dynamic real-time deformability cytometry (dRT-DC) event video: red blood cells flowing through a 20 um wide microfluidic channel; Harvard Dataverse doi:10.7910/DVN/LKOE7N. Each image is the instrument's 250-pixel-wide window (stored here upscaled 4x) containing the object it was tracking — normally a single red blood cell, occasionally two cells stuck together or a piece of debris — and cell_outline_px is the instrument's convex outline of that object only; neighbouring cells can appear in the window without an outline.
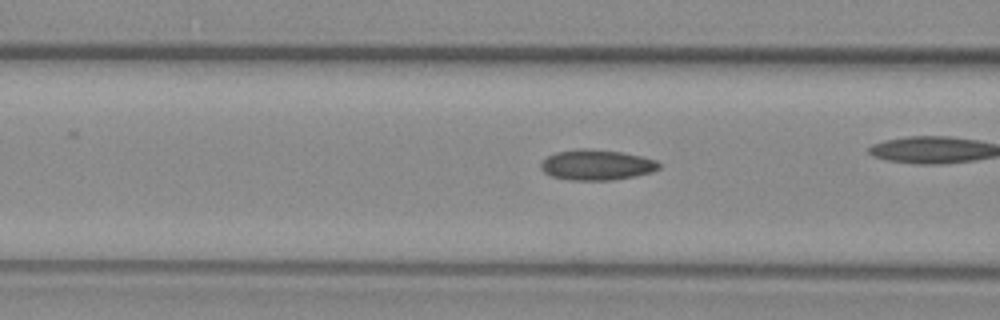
{"species": "common noctule bat (a hibernating species)", "species_latin": "Nyctalus noctula", "temperature_condition": "warm", "stored_images_in_passage": 25, "camera_frame_rate_fps": 3000, "um_per_image_px": 0.085, "animal": {"sex": "female", "body_mass_g": 29.2, "forearm_length_mm": 56.3}, "frame": {"image": 1, "passage_image": 4, "time_ms": 1.0, "image_size_px": [1000, 320], "cell_outline_px": [[660, 168], [652, 172], [636, 176], [612, 180], [568, 180], [552, 176], [544, 172], [540, 168], [540, 164], [548, 156], [556, 152], [580, 148], [588, 148], [620, 152], [640, 156], [656, 160], [660, 164]], "centroid_in_image_um": [50.71, 14.02], "position_along_channel_um": 115.9, "area_um2": 20.98}}